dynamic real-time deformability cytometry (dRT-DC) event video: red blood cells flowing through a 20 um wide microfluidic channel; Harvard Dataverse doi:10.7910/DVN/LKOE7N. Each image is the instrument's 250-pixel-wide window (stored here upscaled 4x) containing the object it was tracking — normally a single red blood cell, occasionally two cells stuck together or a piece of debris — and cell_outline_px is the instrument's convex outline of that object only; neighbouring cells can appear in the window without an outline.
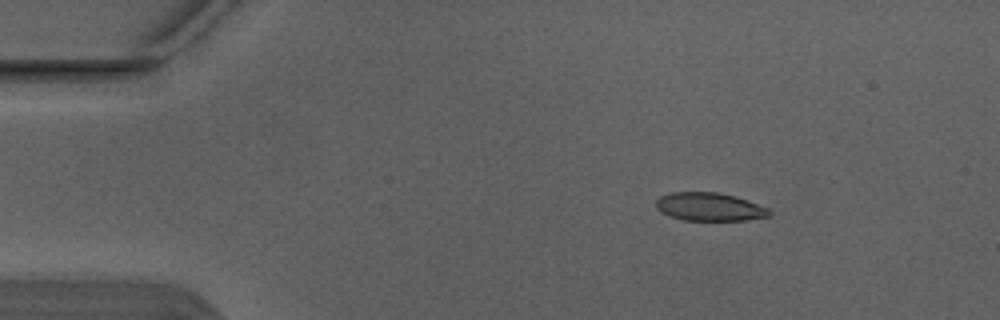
{"species": "Egyptian fruit bat (a non-hibernating species)", "species_latin": "Rousettus aegyptiacus", "temperature_condition": "warm", "stored_images_in_passage": 4, "camera_frame_rate_fps": 3000, "um_per_image_px": 0.085, "animal": {"sex": "male"}, "frame": {"image": 1, "passage_image": 2, "time_ms": 0.333, "image_size_px": [1000, 320], "cell_outline_px": [[772, 212], [768, 216], [744, 220], [684, 220], [668, 216], [660, 212], [656, 208], [656, 200], [660, 196], [672, 192], [716, 192], [736, 196], [768, 208]], "centroid_in_image_um": [60.27, 17.57], "position_along_channel_um": 24.7, "area_um2": 18.61}}
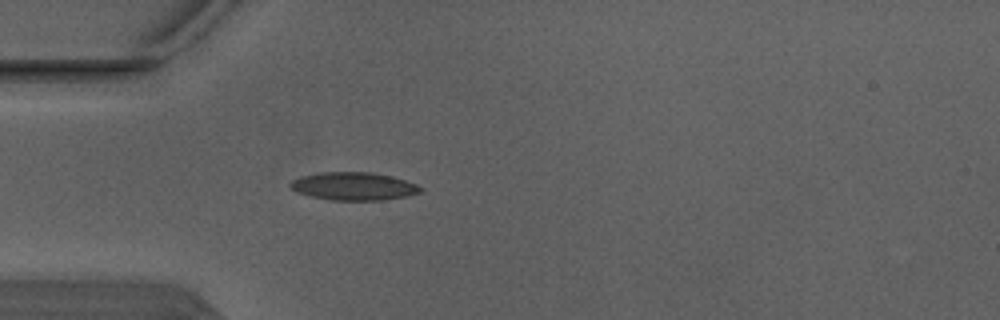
{"frame": {"image": 2, "passage_image": 4, "time_ms": 1.0, "image_size_px": [1000, 320], "cell_outline_px": [[424, 188], [420, 192], [404, 196], [384, 200], [332, 200], [312, 196], [296, 192], [288, 184], [292, 180], [300, 176], [320, 172], [372, 172], [392, 176], [416, 184]], "centroid_in_image_um": [30.04, 15.82], "position_along_channel_um": 55.0, "area_um2": 21.15}}